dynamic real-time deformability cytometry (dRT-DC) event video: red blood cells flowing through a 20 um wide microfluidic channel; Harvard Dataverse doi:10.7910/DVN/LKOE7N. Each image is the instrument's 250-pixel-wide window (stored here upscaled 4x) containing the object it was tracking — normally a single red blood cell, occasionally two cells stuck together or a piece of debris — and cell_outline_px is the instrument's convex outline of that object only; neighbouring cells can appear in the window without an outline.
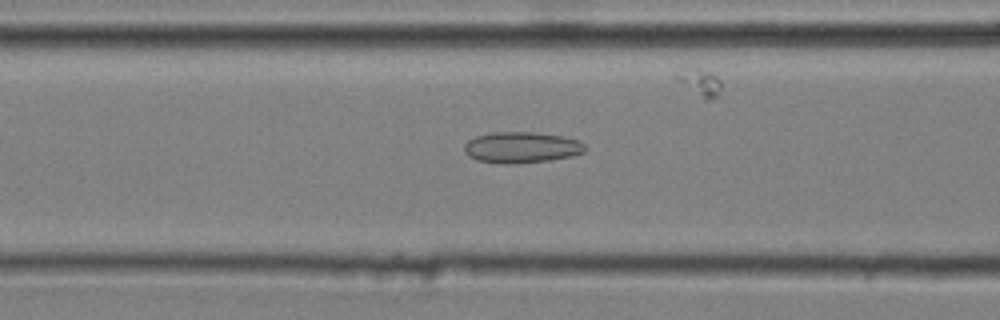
{"species": "common noctule bat (a hibernating species)", "species_latin": "Nyctalus noctula", "temperature_condition": "cold", "stored_images_in_passage": 45, "camera_frame_rate_fps": 3000, "um_per_image_px": 0.085, "animal": {"sex": "male", "body_mass_g": 20.4}, "frame": {"image": 1, "passage_image": 21, "time_ms": 6.667, "image_size_px": [1000, 320], "cell_outline_px": [[588, 148], [584, 152], [572, 156], [548, 160], [516, 164], [496, 164], [476, 160], [468, 156], [464, 152], [464, 144], [468, 140], [476, 136], [492, 132], [532, 132], [564, 136], [580, 140]], "centroid_in_image_um": [44.32, 12.54], "position_along_channel_um": 122.3, "area_um2": 22.25}}
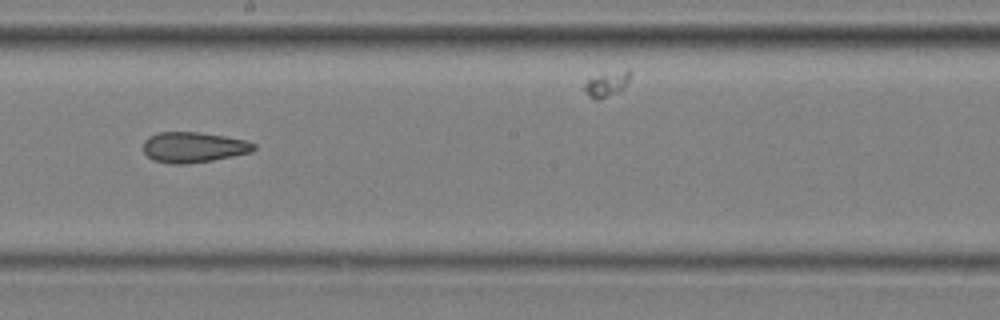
{"frame": {"image": 2, "passage_image": 30, "time_ms": 9.667, "image_size_px": [1000, 320], "cell_outline_px": [[256, 148], [252, 152], [212, 160], [184, 164], [168, 164], [152, 160], [144, 152], [144, 140], [148, 136], [160, 132], [200, 132], [248, 140], [256, 144]], "centroid_in_image_um": [16.45, 12.51], "position_along_channel_um": 231.7, "area_um2": 19.77}}
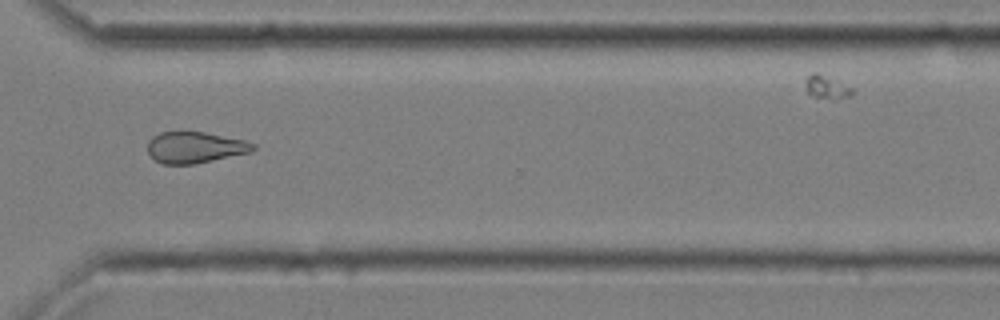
{"frame": {"image": 3, "passage_image": 40, "time_ms": 13.0, "image_size_px": [1000, 320], "cell_outline_px": [[256, 148], [252, 152], [196, 164], [164, 164], [156, 160], [148, 152], [148, 140], [152, 136], [160, 132], [204, 132], [244, 140], [256, 144]], "centroid_in_image_um": [16.6, 12.53], "position_along_channel_um": 354.0, "area_um2": 19.25}}